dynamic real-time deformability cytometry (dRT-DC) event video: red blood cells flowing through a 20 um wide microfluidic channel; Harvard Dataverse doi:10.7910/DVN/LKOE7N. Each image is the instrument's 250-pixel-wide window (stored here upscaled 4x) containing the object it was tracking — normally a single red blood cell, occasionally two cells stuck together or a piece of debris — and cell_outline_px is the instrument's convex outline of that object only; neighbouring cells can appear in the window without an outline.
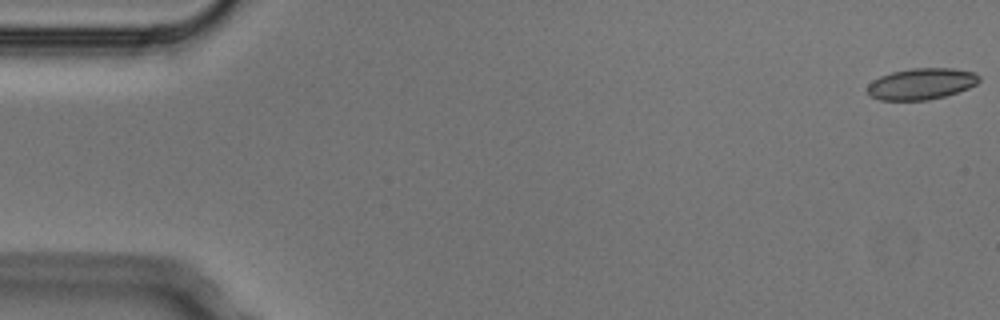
{"species": "Egyptian fruit bat (a non-hibernating species)", "species_latin": "Rousettus aegyptiacus", "temperature_condition": "cold", "stored_images_in_passage": 2, "segment_of_instrument_passage": [2, 2], "camera_frame_rate_fps": 3000, "um_per_image_px": 0.085, "animal": {"sex": "male"}, "frame": {"image": 1, "passage_image": 2, "time_ms": 0.333, "image_size_px": [1000, 320], "cell_outline_px": [[980, 80], [976, 84], [968, 88], [944, 96], [928, 100], [880, 100], [872, 96], [868, 92], [868, 84], [872, 80], [880, 76], [892, 72], [912, 68], [952, 68], [976, 72], [980, 76]], "centroid_in_image_um": [78.33, 7.11], "position_along_channel_um": 6.7, "area_um2": 20.35}}